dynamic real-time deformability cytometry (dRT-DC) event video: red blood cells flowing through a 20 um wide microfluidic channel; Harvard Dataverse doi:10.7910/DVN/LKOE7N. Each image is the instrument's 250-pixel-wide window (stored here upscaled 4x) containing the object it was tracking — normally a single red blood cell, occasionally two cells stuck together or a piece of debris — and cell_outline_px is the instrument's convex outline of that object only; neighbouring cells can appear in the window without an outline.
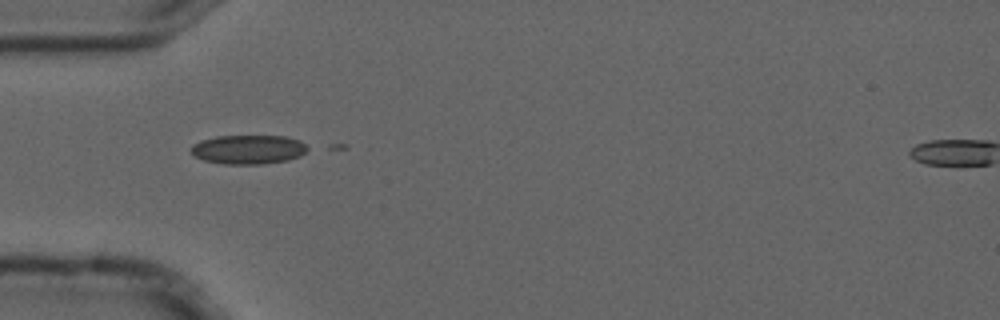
{"species": "common noctule bat (a hibernating species)", "species_latin": "Nyctalus noctula", "temperature_condition": "cold", "stored_images_in_passage": 2, "camera_frame_rate_fps": 3000, "um_per_image_px": 0.085, "animal": {"sex": "male", "forearm_length_mm": 52.5}, "frame": {"image": 1, "passage_image": 1, "time_ms": 0.0, "image_size_px": [1000, 320], "cell_outline_px": [[312, 148], [300, 156], [288, 160], [260, 164], [224, 164], [204, 160], [196, 156], [192, 152], [192, 144], [200, 140], [216, 136], [288, 136], [300, 140]], "centroid_in_image_um": [21.17, 12.69], "position_along_channel_um": 63.8, "area_um2": 19.94}}